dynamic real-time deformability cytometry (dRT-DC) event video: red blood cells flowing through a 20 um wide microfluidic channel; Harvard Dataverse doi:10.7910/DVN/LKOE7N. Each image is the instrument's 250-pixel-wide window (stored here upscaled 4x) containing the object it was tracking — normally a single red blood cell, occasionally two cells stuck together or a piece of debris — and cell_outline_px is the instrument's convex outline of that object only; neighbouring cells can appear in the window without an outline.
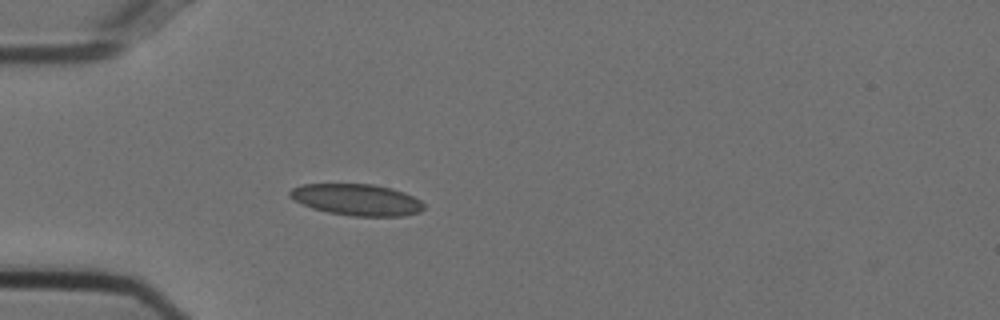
{"species": "Egyptian fruit bat (a non-hibernating species)", "species_latin": "Rousettus aegyptiacus", "temperature_condition": "cold", "stored_images_in_passage": 39, "camera_frame_rate_fps": 3000, "um_per_image_px": 0.085, "animal": {"sex": "female"}, "frame": {"image": 1, "passage_image": 1, "time_ms": 0.0, "image_size_px": [1000, 320], "cell_outline_px": [[424, 208], [420, 212], [404, 216], [352, 216], [328, 212], [312, 208], [288, 196], [288, 192], [292, 188], [304, 184], [372, 184], [392, 188], [404, 192], [420, 200], [424, 204]], "centroid_in_image_um": [30.35, 16.97], "position_along_channel_um": 54.7, "area_um2": 24.51}}
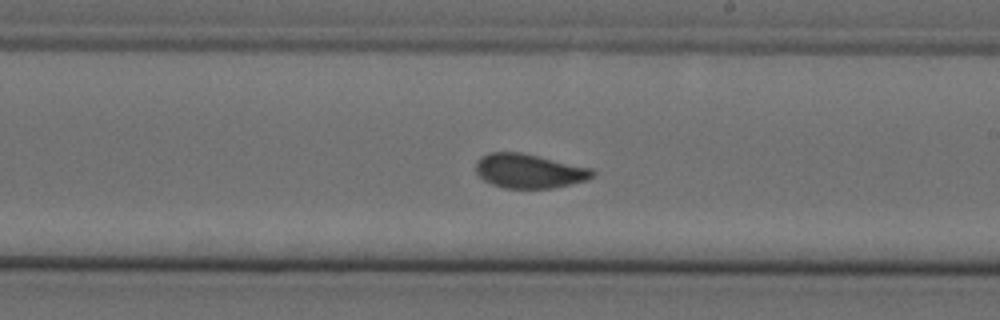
{"frame": {"image": 2, "passage_image": 17, "time_ms": 5.333, "image_size_px": [1000, 320], "cell_outline_px": [[596, 172], [588, 180], [572, 184], [552, 188], [504, 188], [492, 184], [484, 180], [476, 172], [476, 160], [480, 156], [488, 152], [520, 152], [592, 168]], "centroid_in_image_um": [44.97, 14.53], "position_along_channel_um": 244.0, "area_um2": 23.35}}
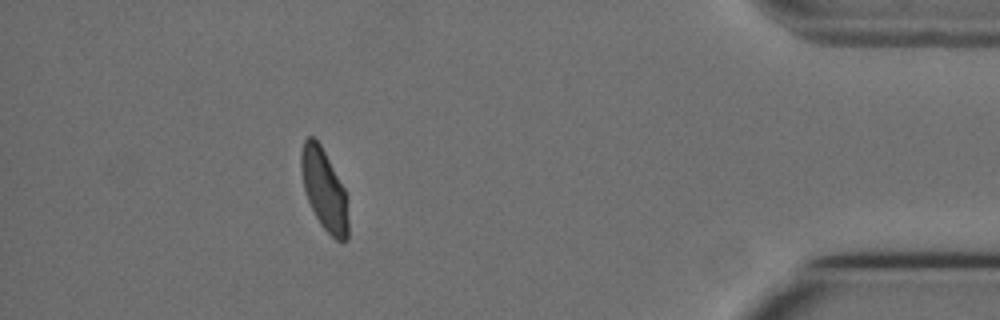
{"frame": {"image": 3, "passage_image": 34, "time_ms": 11.0, "image_size_px": [1000, 320], "cell_outline_px": [[348, 240], [336, 240], [320, 224], [308, 200], [304, 188], [300, 168], [300, 152], [304, 140], [308, 136], [312, 136], [320, 144], [344, 188], [348, 220]], "centroid_in_image_um": [27.53, 16.1], "position_along_channel_um": 407.7, "area_um2": 21.85}, "authors_computed_cell_mechanics": {"area_um2": 23.3512, "velocity_mm_per_s": 3.7097, "shape_relaxation_time_tau1_ms": null, "shape_relaxation_time_tau2_ms": 0.6, "deformation_change_tau1": null, "deformation_change_tau2": 0.0408}}